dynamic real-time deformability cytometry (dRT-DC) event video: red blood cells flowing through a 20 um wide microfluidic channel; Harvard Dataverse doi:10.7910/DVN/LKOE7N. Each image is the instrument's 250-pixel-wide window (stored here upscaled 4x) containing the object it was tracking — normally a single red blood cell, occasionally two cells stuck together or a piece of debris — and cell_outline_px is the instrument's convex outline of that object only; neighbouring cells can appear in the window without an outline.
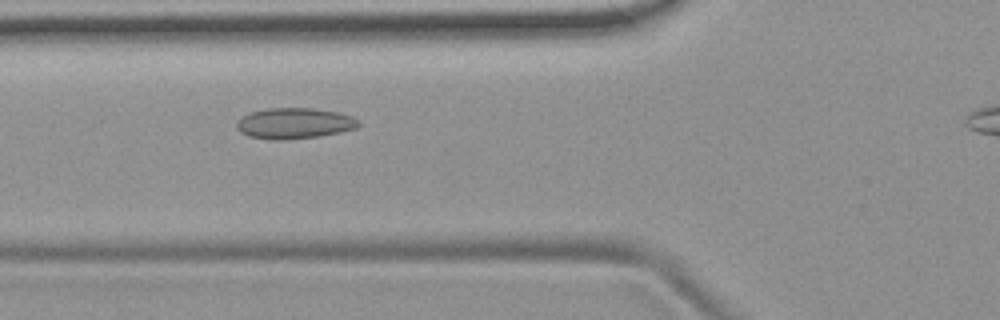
{"species": "common noctule bat (a hibernating species)", "species_latin": "Nyctalus noctula", "temperature_condition": "room temperature", "stored_images_in_passage": 39, "camera_frame_rate_fps": 3000, "um_per_image_px": 0.085, "animal": {"sex": "female", "body_mass_g": 19.9}, "frame": {"image": 1, "passage_image": 11, "time_ms": 3.333, "image_size_px": [1000, 320], "cell_outline_px": [[360, 124], [356, 128], [340, 132], [316, 136], [284, 140], [276, 140], [248, 136], [240, 132], [236, 128], [236, 124], [240, 116], [248, 112], [268, 108], [312, 108], [336, 112], [352, 116], [360, 120]], "centroid_in_image_um": [24.98, 10.47], "position_along_channel_um": 100.8, "area_um2": 21.96}}
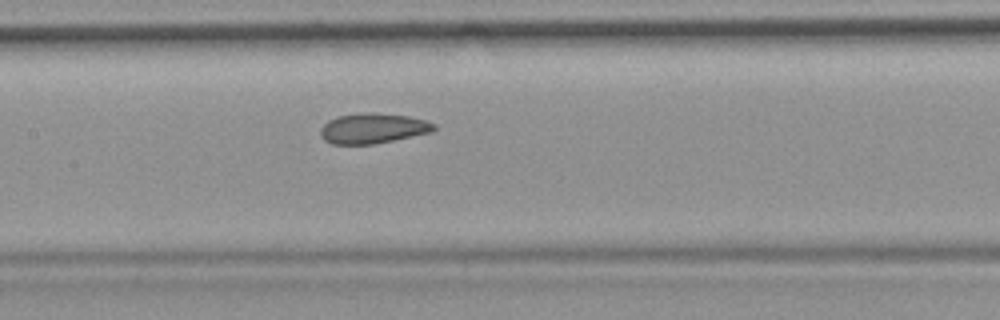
{"frame": {"image": 2, "passage_image": 17, "time_ms": 5.333, "image_size_px": [1000, 320], "cell_outline_px": [[436, 128], [432, 132], [372, 144], [332, 144], [324, 140], [320, 132], [320, 128], [328, 120], [340, 116], [364, 112], [368, 112], [408, 116], [424, 120], [436, 124]], "centroid_in_image_um": [31.69, 10.91], "position_along_channel_um": 175.7, "area_um2": 19.77}}
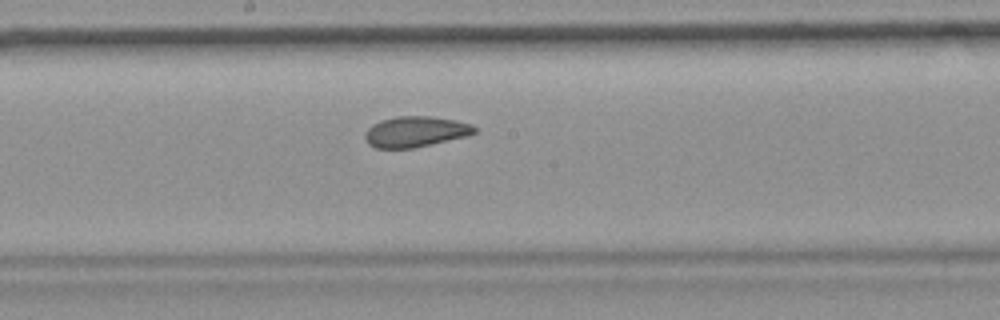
{"frame": {"image": 3, "passage_image": 20, "time_ms": 6.333, "image_size_px": [1000, 320], "cell_outline_px": [[476, 132], [468, 136], [432, 144], [412, 148], [376, 148], [368, 144], [364, 136], [368, 128], [372, 124], [380, 120], [396, 116], [428, 116], [456, 120], [472, 124], [476, 128]], "centroid_in_image_um": [35.32, 11.19], "position_along_channel_um": 212.9, "area_um2": 19.65}}